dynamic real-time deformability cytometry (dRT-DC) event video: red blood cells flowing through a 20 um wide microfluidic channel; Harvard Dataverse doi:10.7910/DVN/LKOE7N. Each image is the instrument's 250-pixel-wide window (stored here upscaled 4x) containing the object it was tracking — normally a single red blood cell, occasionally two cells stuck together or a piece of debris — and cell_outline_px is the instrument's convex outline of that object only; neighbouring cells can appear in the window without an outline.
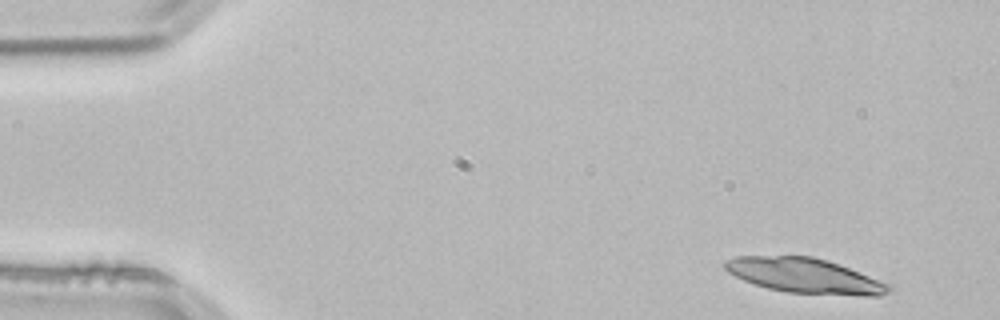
{"species": "common noctule bat (a hibernating species)", "species_latin": "Nyctalus noctula", "temperature_condition": "room temperature", "stored_images_in_passage": 22, "camera_frame_rate_fps": 3000, "um_per_image_px": 0.085, "animal": {"sex": "male", "body_mass_g": 21.5, "forearm_length_mm": 52.0}, "frame": {"image": 1, "passage_image": 1, "time_ms": 0.0, "image_size_px": [1000, 320], "cell_outline_px": [[892, 288], [888, 292], [880, 296], [864, 296], [788, 292], [768, 288], [744, 280], [728, 272], [720, 264], [724, 260], [736, 256], [812, 256], [828, 260], [892, 284]], "centroid_in_image_um": [68.41, 23.43], "position_along_channel_um": 16.6, "area_um2": 33.47}}
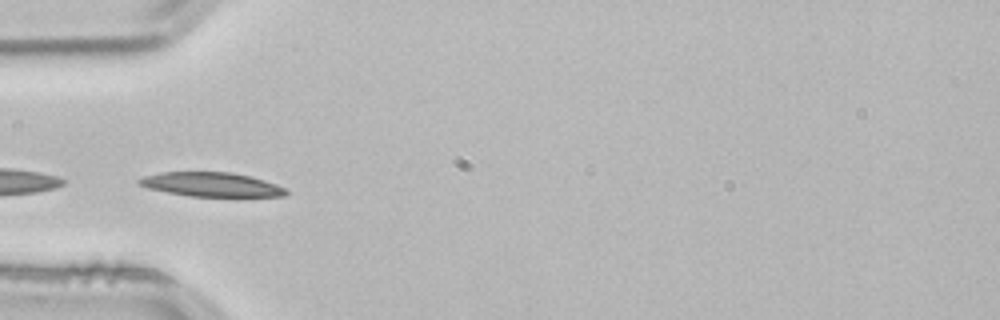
{"frame": {"image": 2, "passage_image": 14, "time_ms": 4.333, "image_size_px": [1000, 320], "cell_outline_px": [[288, 196], [188, 196], [148, 188], [136, 184], [136, 180], [144, 176], [160, 172], [232, 172], [252, 176], [276, 184], [284, 188], [288, 192]], "centroid_in_image_um": [17.94, 15.67], "position_along_channel_um": 67.1, "area_um2": 20.75}}